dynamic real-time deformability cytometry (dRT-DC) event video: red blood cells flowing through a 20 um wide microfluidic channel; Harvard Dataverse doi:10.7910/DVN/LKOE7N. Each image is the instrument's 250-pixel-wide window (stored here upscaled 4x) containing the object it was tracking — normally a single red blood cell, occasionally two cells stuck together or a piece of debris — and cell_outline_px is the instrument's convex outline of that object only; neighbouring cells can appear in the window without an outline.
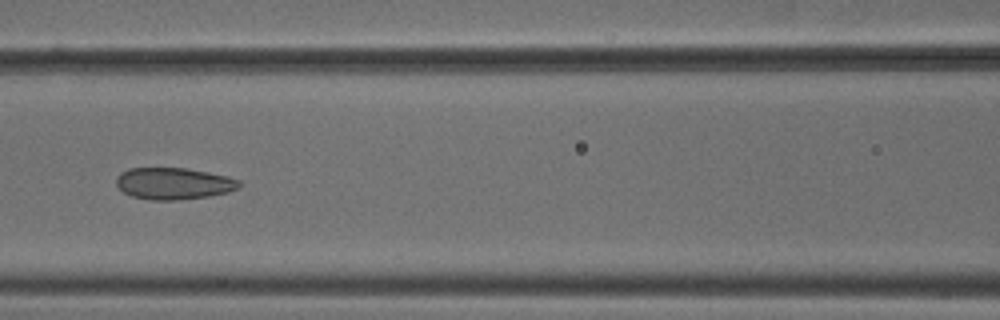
{"species": "common noctule bat (a hibernating species)", "species_latin": "Nyctalus noctula", "temperature_condition": "cold", "stored_images_in_passage": 5, "camera_frame_rate_fps": 3000, "um_per_image_px": 0.085, "animal": {"sex": "male", "body_mass_g": 18.8}, "frame": {"image": 1, "passage_image": 5, "time_ms": 1.333, "image_size_px": [1000, 320], "cell_outline_px": [[244, 184], [240, 188], [228, 192], [208, 196], [176, 200], [152, 200], [132, 196], [124, 192], [116, 184], [116, 176], [120, 172], [128, 168], [188, 168], [228, 176], [240, 180]], "centroid_in_image_um": [14.79, 15.59], "position_along_channel_um": 151.8, "area_um2": 22.95}}